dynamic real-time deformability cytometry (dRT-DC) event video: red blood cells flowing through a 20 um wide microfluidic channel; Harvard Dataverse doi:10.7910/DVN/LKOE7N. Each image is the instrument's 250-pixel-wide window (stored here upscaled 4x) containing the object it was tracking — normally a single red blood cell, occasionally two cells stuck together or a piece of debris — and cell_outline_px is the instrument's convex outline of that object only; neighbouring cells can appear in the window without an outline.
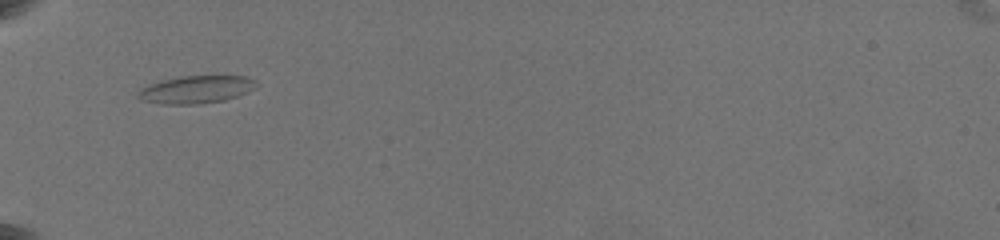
{"species": "common noctule bat (a hibernating species)", "species_latin": "Nyctalus noctula", "temperature_condition": "warm", "stored_images_in_passage": 5, "camera_frame_rate_fps": 3000, "um_per_image_px": 0.085, "animal": {"sex": "female", "body_mass_g": 19.5, "forearm_length_mm": 54.1}, "frame": {"image": 1, "passage_image": 1, "time_ms": 0.0, "image_size_px": [1000, 240], "cell_outline_px": [[260, 84], [256, 88], [236, 96], [224, 100], [192, 104], [164, 104], [140, 100], [136, 96], [144, 88], [152, 84], [164, 80], [180, 76], [244, 76], [256, 80]], "centroid_in_image_um": [16.73, 7.6], "position_along_channel_um": 68.3, "area_um2": 18.73}}